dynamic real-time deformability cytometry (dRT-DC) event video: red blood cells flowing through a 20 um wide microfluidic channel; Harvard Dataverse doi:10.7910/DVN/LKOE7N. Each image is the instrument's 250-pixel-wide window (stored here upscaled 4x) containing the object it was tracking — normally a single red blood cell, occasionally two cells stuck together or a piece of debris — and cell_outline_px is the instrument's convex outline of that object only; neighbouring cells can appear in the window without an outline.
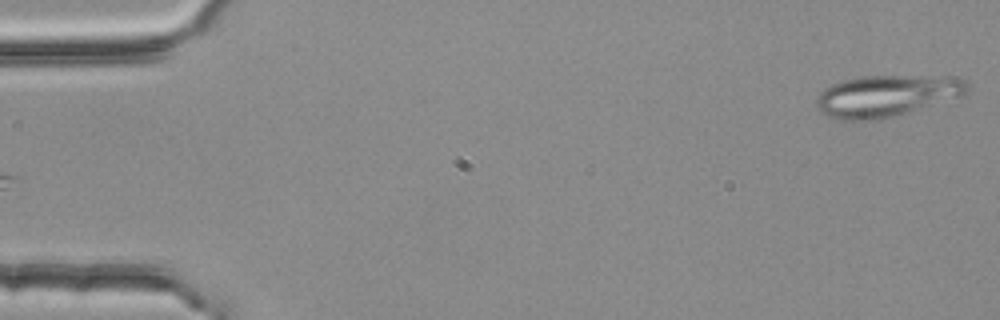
{"species": "common noctule bat (a hibernating species)", "species_latin": "Nyctalus noctula", "temperature_condition": "room temperature", "stored_images_in_passage": 5, "segment_of_instrument_passage": [2, 2], "camera_frame_rate_fps": 3000, "um_per_image_px": 0.085, "animal": {"sex": "female", "body_mass_g": 25.1}, "frame": {"image": 1, "passage_image": 5, "time_ms": 1.333, "image_size_px": [1000, 320], "cell_outline_px": [[968, 92], [964, 96], [880, 120], [840, 120], [828, 116], [820, 112], [816, 108], [816, 96], [824, 88], [840, 80], [864, 76], [956, 76], [964, 80], [968, 84]], "centroid_in_image_um": [75.35, 8.14], "position_along_channel_um": 9.6, "area_um2": 36.99}}